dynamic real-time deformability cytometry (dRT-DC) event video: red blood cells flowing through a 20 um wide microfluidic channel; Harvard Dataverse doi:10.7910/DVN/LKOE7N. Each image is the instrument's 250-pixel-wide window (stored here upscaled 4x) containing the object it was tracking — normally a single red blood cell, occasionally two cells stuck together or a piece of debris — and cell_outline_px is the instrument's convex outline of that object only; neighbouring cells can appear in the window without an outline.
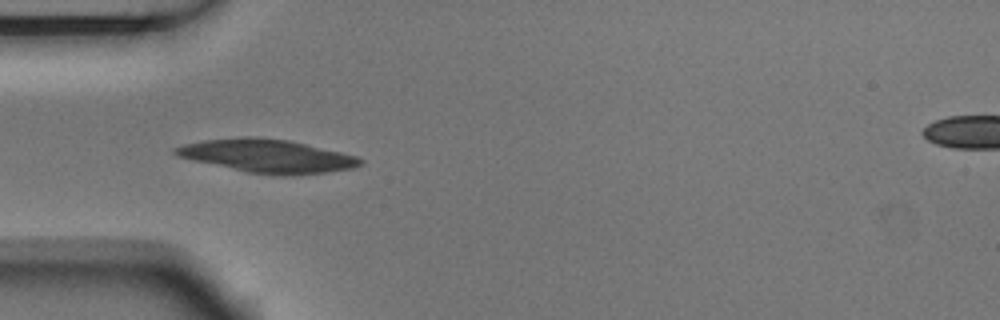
{"species": "Egyptian fruit bat (a non-hibernating species)", "species_latin": "Rousettus aegyptiacus", "temperature_condition": "room temperature", "stored_images_in_passage": 5, "camera_frame_rate_fps": 3000, "um_per_image_px": 0.085, "animal": {"sex": "male"}, "frame": {"image": 1, "passage_image": 4, "time_ms": 1.0, "image_size_px": [1000, 320], "cell_outline_px": [[364, 160], [360, 164], [352, 168], [324, 172], [292, 176], [272, 176], [248, 172], [176, 156], [172, 152], [172, 148], [184, 144], [204, 140], [244, 136], [256, 136], [288, 140], [340, 152], [356, 156]], "centroid_in_image_um": [22.68, 13.26], "position_along_channel_um": 62.3, "area_um2": 35.72}}
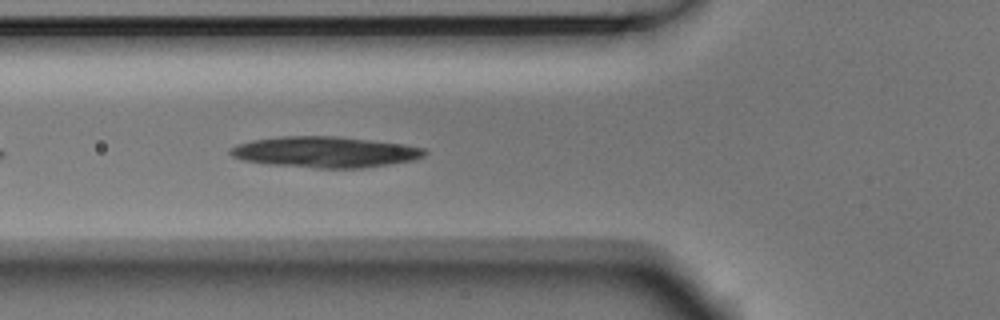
{"frame": {"image": 2, "passage_image": 5, "time_ms": 1.333, "image_size_px": [1000, 320], "cell_outline_px": [[428, 152], [424, 156], [416, 160], [360, 168], [316, 168], [268, 164], [244, 160], [232, 156], [228, 152], [228, 148], [236, 144], [252, 140], [280, 136], [340, 136], [404, 144], [424, 148]], "centroid_in_image_um": [27.63, 12.91], "position_along_channel_um": 98.2, "area_um2": 35.26}}